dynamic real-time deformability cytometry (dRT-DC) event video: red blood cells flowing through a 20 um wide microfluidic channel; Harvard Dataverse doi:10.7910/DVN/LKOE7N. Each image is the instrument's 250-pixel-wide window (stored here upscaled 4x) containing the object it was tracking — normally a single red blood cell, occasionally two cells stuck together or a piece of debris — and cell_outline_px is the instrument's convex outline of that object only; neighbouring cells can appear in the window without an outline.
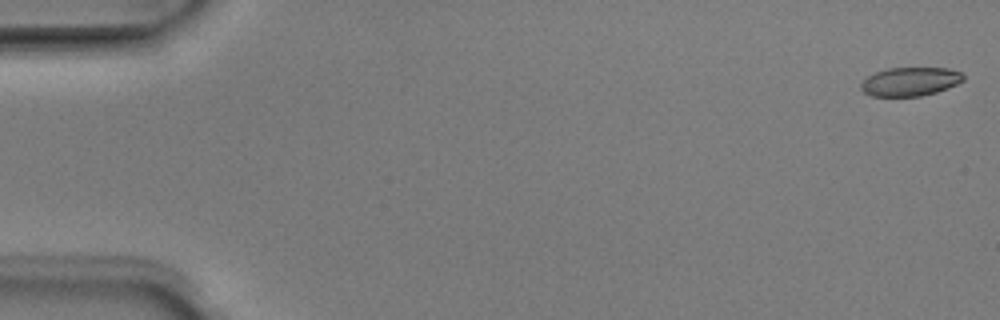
{"species": "Egyptian fruit bat (a non-hibernating species)", "species_latin": "Rousettus aegyptiacus", "temperature_condition": "room temperature", "stored_images_in_passage": 5, "camera_frame_rate_fps": 3000, "um_per_image_px": 0.085, "animal": {"sex": "male"}, "frame": {"image": 1, "passage_image": 1, "time_ms": 0.0, "image_size_px": [1000, 320], "cell_outline_px": [[964, 80], [956, 84], [936, 92], [920, 96], [872, 96], [864, 92], [860, 88], [860, 84], [868, 76], [876, 72], [888, 68], [948, 68], [960, 72], [964, 76]], "centroid_in_image_um": [77.35, 6.93], "position_along_channel_um": 7.6, "area_um2": 16.99}}
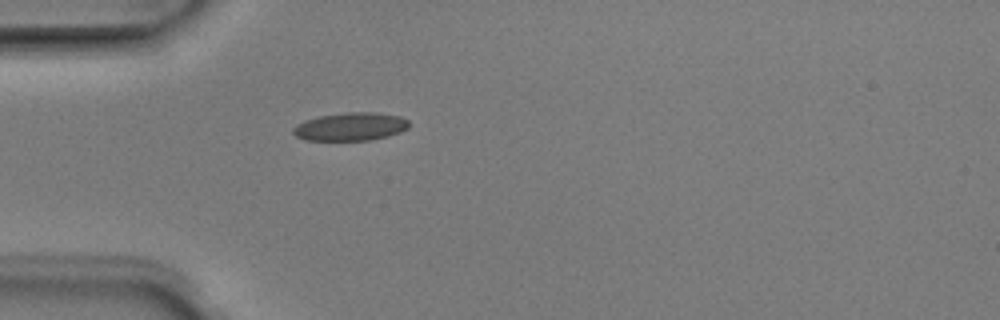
{"frame": {"image": 2, "passage_image": 5, "time_ms": 1.333, "image_size_px": [1000, 320], "cell_outline_px": [[408, 128], [400, 132], [388, 136], [372, 140], [304, 140], [296, 136], [292, 132], [292, 128], [296, 124], [304, 120], [320, 116], [348, 112], [376, 112], [400, 116], [408, 120]], "centroid_in_image_um": [29.78, 10.76], "position_along_channel_um": 55.2, "area_um2": 19.07}}